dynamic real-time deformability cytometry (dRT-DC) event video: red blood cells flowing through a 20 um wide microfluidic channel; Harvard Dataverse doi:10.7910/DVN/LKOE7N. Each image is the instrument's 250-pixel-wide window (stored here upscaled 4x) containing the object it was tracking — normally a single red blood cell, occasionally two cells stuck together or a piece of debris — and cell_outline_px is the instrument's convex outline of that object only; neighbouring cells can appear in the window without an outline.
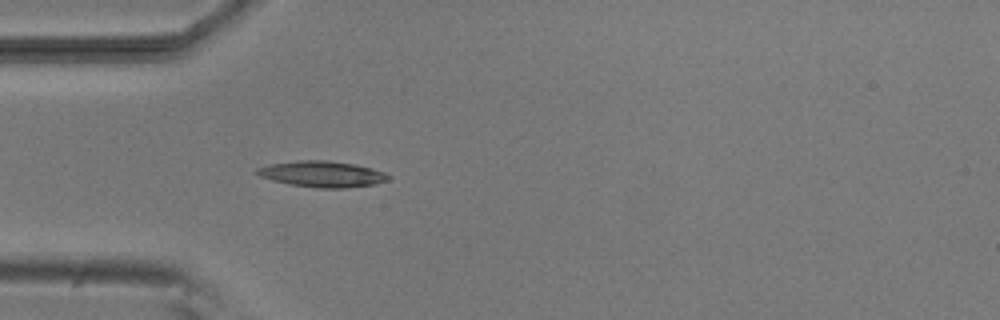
{"species": "common noctule bat (a hibernating species)", "species_latin": "Nyctalus noctula", "temperature_condition": "room temperature", "stored_images_in_passage": 4, "camera_frame_rate_fps": 3000, "um_per_image_px": 0.085, "animal": {"sex": "male", "body_mass_g": 20.5, "forearm_length_mm": 52.5}, "frame": {"image": 1, "passage_image": 4, "time_ms": 3.667, "image_size_px": [1000, 320], "cell_outline_px": [[392, 176], [388, 180], [376, 184], [348, 188], [316, 188], [288, 184], [272, 180], [260, 176], [252, 172], [256, 168], [272, 164], [300, 160], [328, 160], [352, 164], [372, 168], [384, 172]], "centroid_in_image_um": [27.39, 14.8], "position_along_channel_um": 57.6, "area_um2": 20.06}}